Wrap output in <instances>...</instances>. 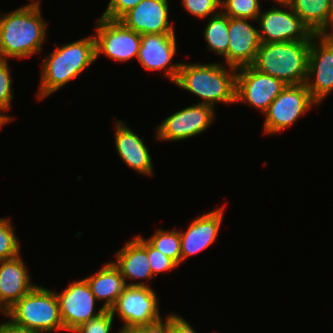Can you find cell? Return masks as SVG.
Segmentation results:
<instances>
[{
	"instance_id": "1",
	"label": "cell",
	"mask_w": 333,
	"mask_h": 333,
	"mask_svg": "<svg viewBox=\"0 0 333 333\" xmlns=\"http://www.w3.org/2000/svg\"><path fill=\"white\" fill-rule=\"evenodd\" d=\"M40 1L0 13V59L26 58L40 52L46 38L47 24L41 16Z\"/></svg>"
},
{
	"instance_id": "2",
	"label": "cell",
	"mask_w": 333,
	"mask_h": 333,
	"mask_svg": "<svg viewBox=\"0 0 333 333\" xmlns=\"http://www.w3.org/2000/svg\"><path fill=\"white\" fill-rule=\"evenodd\" d=\"M223 64L181 63L174 84L202 99L200 104L215 107L218 102H236L237 68Z\"/></svg>"
},
{
	"instance_id": "3",
	"label": "cell",
	"mask_w": 333,
	"mask_h": 333,
	"mask_svg": "<svg viewBox=\"0 0 333 333\" xmlns=\"http://www.w3.org/2000/svg\"><path fill=\"white\" fill-rule=\"evenodd\" d=\"M43 60L41 84L38 94L43 99L77 78L96 60L95 38L88 36L57 47Z\"/></svg>"
},
{
	"instance_id": "4",
	"label": "cell",
	"mask_w": 333,
	"mask_h": 333,
	"mask_svg": "<svg viewBox=\"0 0 333 333\" xmlns=\"http://www.w3.org/2000/svg\"><path fill=\"white\" fill-rule=\"evenodd\" d=\"M311 41L261 43L252 66L287 85L305 84Z\"/></svg>"
},
{
	"instance_id": "5",
	"label": "cell",
	"mask_w": 333,
	"mask_h": 333,
	"mask_svg": "<svg viewBox=\"0 0 333 333\" xmlns=\"http://www.w3.org/2000/svg\"><path fill=\"white\" fill-rule=\"evenodd\" d=\"M3 315L39 333L65 331L55 292L39 285L21 297Z\"/></svg>"
},
{
	"instance_id": "6",
	"label": "cell",
	"mask_w": 333,
	"mask_h": 333,
	"mask_svg": "<svg viewBox=\"0 0 333 333\" xmlns=\"http://www.w3.org/2000/svg\"><path fill=\"white\" fill-rule=\"evenodd\" d=\"M156 293L146 283H129L110 308L123 320V327H137L161 318Z\"/></svg>"
},
{
	"instance_id": "7",
	"label": "cell",
	"mask_w": 333,
	"mask_h": 333,
	"mask_svg": "<svg viewBox=\"0 0 333 333\" xmlns=\"http://www.w3.org/2000/svg\"><path fill=\"white\" fill-rule=\"evenodd\" d=\"M314 104L318 106L312 99L306 84L287 85L264 113L266 118L263 131L270 135L292 126Z\"/></svg>"
},
{
	"instance_id": "8",
	"label": "cell",
	"mask_w": 333,
	"mask_h": 333,
	"mask_svg": "<svg viewBox=\"0 0 333 333\" xmlns=\"http://www.w3.org/2000/svg\"><path fill=\"white\" fill-rule=\"evenodd\" d=\"M96 24V34H94L96 59L99 54H105L118 62L137 58L141 34L126 27L119 20L100 17Z\"/></svg>"
},
{
	"instance_id": "9",
	"label": "cell",
	"mask_w": 333,
	"mask_h": 333,
	"mask_svg": "<svg viewBox=\"0 0 333 333\" xmlns=\"http://www.w3.org/2000/svg\"><path fill=\"white\" fill-rule=\"evenodd\" d=\"M283 81L256 70L252 65L237 68L236 102L247 103L265 113L285 89Z\"/></svg>"
},
{
	"instance_id": "10",
	"label": "cell",
	"mask_w": 333,
	"mask_h": 333,
	"mask_svg": "<svg viewBox=\"0 0 333 333\" xmlns=\"http://www.w3.org/2000/svg\"><path fill=\"white\" fill-rule=\"evenodd\" d=\"M313 75L314 81L310 79ZM305 84L317 105L333 91V38L321 34L312 37Z\"/></svg>"
},
{
	"instance_id": "11",
	"label": "cell",
	"mask_w": 333,
	"mask_h": 333,
	"mask_svg": "<svg viewBox=\"0 0 333 333\" xmlns=\"http://www.w3.org/2000/svg\"><path fill=\"white\" fill-rule=\"evenodd\" d=\"M289 11L272 7L260 13L257 20L260 24L261 43L311 41L315 35L303 20L288 6Z\"/></svg>"
},
{
	"instance_id": "12",
	"label": "cell",
	"mask_w": 333,
	"mask_h": 333,
	"mask_svg": "<svg viewBox=\"0 0 333 333\" xmlns=\"http://www.w3.org/2000/svg\"><path fill=\"white\" fill-rule=\"evenodd\" d=\"M214 108L197 103L172 114L156 129V139L179 141L204 132L213 122Z\"/></svg>"
},
{
	"instance_id": "13",
	"label": "cell",
	"mask_w": 333,
	"mask_h": 333,
	"mask_svg": "<svg viewBox=\"0 0 333 333\" xmlns=\"http://www.w3.org/2000/svg\"><path fill=\"white\" fill-rule=\"evenodd\" d=\"M60 315L66 331H73L83 323L99 316L105 309L100 308L94 313L96 297L86 281H74L61 293L55 292Z\"/></svg>"
},
{
	"instance_id": "14",
	"label": "cell",
	"mask_w": 333,
	"mask_h": 333,
	"mask_svg": "<svg viewBox=\"0 0 333 333\" xmlns=\"http://www.w3.org/2000/svg\"><path fill=\"white\" fill-rule=\"evenodd\" d=\"M175 33L143 34L137 60L148 71L165 70L164 76L176 81L181 63H171L177 51Z\"/></svg>"
},
{
	"instance_id": "15",
	"label": "cell",
	"mask_w": 333,
	"mask_h": 333,
	"mask_svg": "<svg viewBox=\"0 0 333 333\" xmlns=\"http://www.w3.org/2000/svg\"><path fill=\"white\" fill-rule=\"evenodd\" d=\"M168 17V0H142L119 21L141 35L175 33Z\"/></svg>"
},
{
	"instance_id": "16",
	"label": "cell",
	"mask_w": 333,
	"mask_h": 333,
	"mask_svg": "<svg viewBox=\"0 0 333 333\" xmlns=\"http://www.w3.org/2000/svg\"><path fill=\"white\" fill-rule=\"evenodd\" d=\"M248 19L230 18L228 27V66L240 68L252 65L261 45L259 30Z\"/></svg>"
},
{
	"instance_id": "17",
	"label": "cell",
	"mask_w": 333,
	"mask_h": 333,
	"mask_svg": "<svg viewBox=\"0 0 333 333\" xmlns=\"http://www.w3.org/2000/svg\"><path fill=\"white\" fill-rule=\"evenodd\" d=\"M224 207L204 213L180 232L181 263L188 257L199 253L215 242L223 220Z\"/></svg>"
},
{
	"instance_id": "18",
	"label": "cell",
	"mask_w": 333,
	"mask_h": 333,
	"mask_svg": "<svg viewBox=\"0 0 333 333\" xmlns=\"http://www.w3.org/2000/svg\"><path fill=\"white\" fill-rule=\"evenodd\" d=\"M21 256L0 261V312L4 314L36 285Z\"/></svg>"
},
{
	"instance_id": "19",
	"label": "cell",
	"mask_w": 333,
	"mask_h": 333,
	"mask_svg": "<svg viewBox=\"0 0 333 333\" xmlns=\"http://www.w3.org/2000/svg\"><path fill=\"white\" fill-rule=\"evenodd\" d=\"M115 146L122 161L136 172L151 176L153 175V163L150 152L133 130L124 122L116 120Z\"/></svg>"
},
{
	"instance_id": "20",
	"label": "cell",
	"mask_w": 333,
	"mask_h": 333,
	"mask_svg": "<svg viewBox=\"0 0 333 333\" xmlns=\"http://www.w3.org/2000/svg\"><path fill=\"white\" fill-rule=\"evenodd\" d=\"M116 260L113 264L118 268L120 274L126 279H152L153 274L150 268L147 240L142 236H136L123 248L116 252Z\"/></svg>"
},
{
	"instance_id": "21",
	"label": "cell",
	"mask_w": 333,
	"mask_h": 333,
	"mask_svg": "<svg viewBox=\"0 0 333 333\" xmlns=\"http://www.w3.org/2000/svg\"><path fill=\"white\" fill-rule=\"evenodd\" d=\"M85 279L96 300H104L102 307L105 310H110L128 285L113 262L105 264L94 275Z\"/></svg>"
},
{
	"instance_id": "22",
	"label": "cell",
	"mask_w": 333,
	"mask_h": 333,
	"mask_svg": "<svg viewBox=\"0 0 333 333\" xmlns=\"http://www.w3.org/2000/svg\"><path fill=\"white\" fill-rule=\"evenodd\" d=\"M331 0H293L290 7L314 34H321L328 26Z\"/></svg>"
},
{
	"instance_id": "23",
	"label": "cell",
	"mask_w": 333,
	"mask_h": 333,
	"mask_svg": "<svg viewBox=\"0 0 333 333\" xmlns=\"http://www.w3.org/2000/svg\"><path fill=\"white\" fill-rule=\"evenodd\" d=\"M204 29V39L208 43L207 49L215 51L218 55L223 56L228 66V27L229 17L219 10V13L209 17Z\"/></svg>"
},
{
	"instance_id": "24",
	"label": "cell",
	"mask_w": 333,
	"mask_h": 333,
	"mask_svg": "<svg viewBox=\"0 0 333 333\" xmlns=\"http://www.w3.org/2000/svg\"><path fill=\"white\" fill-rule=\"evenodd\" d=\"M146 240L162 254L172 259L178 266L181 264L180 231L158 229L154 235Z\"/></svg>"
},
{
	"instance_id": "25",
	"label": "cell",
	"mask_w": 333,
	"mask_h": 333,
	"mask_svg": "<svg viewBox=\"0 0 333 333\" xmlns=\"http://www.w3.org/2000/svg\"><path fill=\"white\" fill-rule=\"evenodd\" d=\"M224 14L230 18L256 20L261 13L259 0H221Z\"/></svg>"
},
{
	"instance_id": "26",
	"label": "cell",
	"mask_w": 333,
	"mask_h": 333,
	"mask_svg": "<svg viewBox=\"0 0 333 333\" xmlns=\"http://www.w3.org/2000/svg\"><path fill=\"white\" fill-rule=\"evenodd\" d=\"M9 219L0 218V261L20 255V244Z\"/></svg>"
},
{
	"instance_id": "27",
	"label": "cell",
	"mask_w": 333,
	"mask_h": 333,
	"mask_svg": "<svg viewBox=\"0 0 333 333\" xmlns=\"http://www.w3.org/2000/svg\"><path fill=\"white\" fill-rule=\"evenodd\" d=\"M115 316L112 315L110 310H104L99 316L83 323L73 333H110L112 328L113 319Z\"/></svg>"
},
{
	"instance_id": "28",
	"label": "cell",
	"mask_w": 333,
	"mask_h": 333,
	"mask_svg": "<svg viewBox=\"0 0 333 333\" xmlns=\"http://www.w3.org/2000/svg\"><path fill=\"white\" fill-rule=\"evenodd\" d=\"M187 12L191 15L204 19L208 16L218 14L221 7V0H181Z\"/></svg>"
},
{
	"instance_id": "29",
	"label": "cell",
	"mask_w": 333,
	"mask_h": 333,
	"mask_svg": "<svg viewBox=\"0 0 333 333\" xmlns=\"http://www.w3.org/2000/svg\"><path fill=\"white\" fill-rule=\"evenodd\" d=\"M12 78L7 60L0 59V111L10 110L13 99Z\"/></svg>"
},
{
	"instance_id": "30",
	"label": "cell",
	"mask_w": 333,
	"mask_h": 333,
	"mask_svg": "<svg viewBox=\"0 0 333 333\" xmlns=\"http://www.w3.org/2000/svg\"><path fill=\"white\" fill-rule=\"evenodd\" d=\"M147 253L153 276L177 268L178 265L147 241Z\"/></svg>"
},
{
	"instance_id": "31",
	"label": "cell",
	"mask_w": 333,
	"mask_h": 333,
	"mask_svg": "<svg viewBox=\"0 0 333 333\" xmlns=\"http://www.w3.org/2000/svg\"><path fill=\"white\" fill-rule=\"evenodd\" d=\"M142 0H110L102 18L119 20L126 12L137 6Z\"/></svg>"
},
{
	"instance_id": "32",
	"label": "cell",
	"mask_w": 333,
	"mask_h": 333,
	"mask_svg": "<svg viewBox=\"0 0 333 333\" xmlns=\"http://www.w3.org/2000/svg\"><path fill=\"white\" fill-rule=\"evenodd\" d=\"M140 333H170V315L162 321V317L154 322L136 327Z\"/></svg>"
},
{
	"instance_id": "33",
	"label": "cell",
	"mask_w": 333,
	"mask_h": 333,
	"mask_svg": "<svg viewBox=\"0 0 333 333\" xmlns=\"http://www.w3.org/2000/svg\"><path fill=\"white\" fill-rule=\"evenodd\" d=\"M170 333H197L184 318L170 314Z\"/></svg>"
},
{
	"instance_id": "34",
	"label": "cell",
	"mask_w": 333,
	"mask_h": 333,
	"mask_svg": "<svg viewBox=\"0 0 333 333\" xmlns=\"http://www.w3.org/2000/svg\"><path fill=\"white\" fill-rule=\"evenodd\" d=\"M0 333H39L14 323L12 320L0 324Z\"/></svg>"
},
{
	"instance_id": "35",
	"label": "cell",
	"mask_w": 333,
	"mask_h": 333,
	"mask_svg": "<svg viewBox=\"0 0 333 333\" xmlns=\"http://www.w3.org/2000/svg\"><path fill=\"white\" fill-rule=\"evenodd\" d=\"M332 27L333 31V0L330 1V10H329V17H328V26L327 28L321 33V35L333 38V32L330 31L329 28Z\"/></svg>"
},
{
	"instance_id": "36",
	"label": "cell",
	"mask_w": 333,
	"mask_h": 333,
	"mask_svg": "<svg viewBox=\"0 0 333 333\" xmlns=\"http://www.w3.org/2000/svg\"><path fill=\"white\" fill-rule=\"evenodd\" d=\"M1 112V111H0ZM14 118L11 119V116L6 115L4 113H0V128L5 125L7 122L13 120Z\"/></svg>"
},
{
	"instance_id": "37",
	"label": "cell",
	"mask_w": 333,
	"mask_h": 333,
	"mask_svg": "<svg viewBox=\"0 0 333 333\" xmlns=\"http://www.w3.org/2000/svg\"><path fill=\"white\" fill-rule=\"evenodd\" d=\"M119 333H140L136 327H122Z\"/></svg>"
},
{
	"instance_id": "38",
	"label": "cell",
	"mask_w": 333,
	"mask_h": 333,
	"mask_svg": "<svg viewBox=\"0 0 333 333\" xmlns=\"http://www.w3.org/2000/svg\"><path fill=\"white\" fill-rule=\"evenodd\" d=\"M273 1L279 3L280 5H282V7L285 8L290 6L293 0H273Z\"/></svg>"
}]
</instances>
